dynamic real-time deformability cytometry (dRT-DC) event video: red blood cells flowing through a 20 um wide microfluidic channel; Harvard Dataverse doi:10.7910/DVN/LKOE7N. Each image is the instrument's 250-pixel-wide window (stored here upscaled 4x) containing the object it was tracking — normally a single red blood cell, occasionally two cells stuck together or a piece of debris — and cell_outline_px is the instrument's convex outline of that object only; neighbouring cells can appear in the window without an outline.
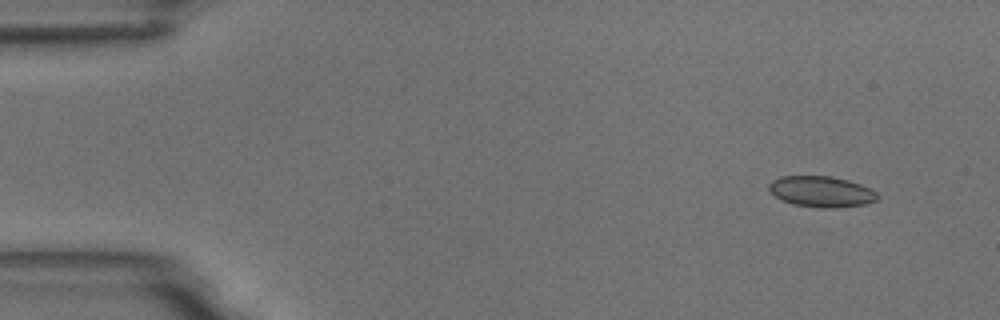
{"species": "common noctule bat (a hibernating species)", "species_latin": "Nyctalus noctula", "temperature_condition": "room temperature", "stored_images_in_passage": 5, "camera_frame_rate_fps": 3000, "um_per_image_px": 0.085, "animal": {"sex": "male", "body_mass_g": 18.8}, "frame": {"image": 1, "passage_image": 2, "time_ms": 1.333, "image_size_px": [1000, 320], "cell_outline_px": [[880, 196], [876, 200], [868, 204], [836, 208], [820, 208], [792, 204], [776, 196], [768, 188], [768, 184], [772, 180], [780, 176], [832, 176], [848, 180], [860, 184], [876, 192]], "centroid_in_image_um": [69.83, 16.29], "position_along_channel_um": 15.2, "area_um2": 19.59}}
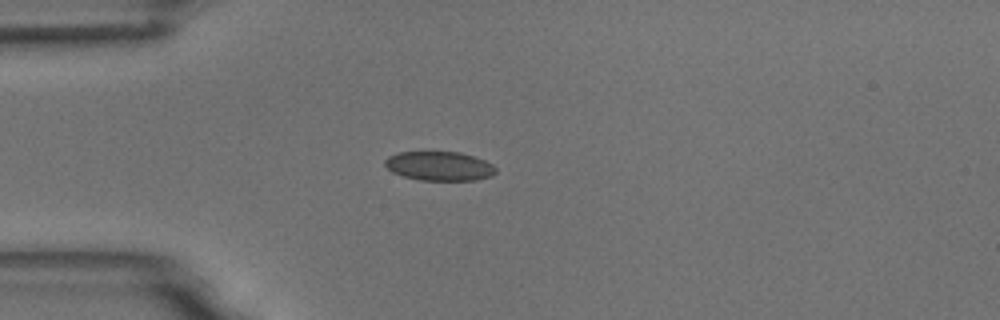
{"frame": {"image": 2, "passage_image": 5, "time_ms": 4.667, "image_size_px": [1000, 320], "cell_outline_px": [[496, 172], [492, 176], [476, 180], [420, 180], [404, 176], [392, 172], [384, 164], [384, 160], [388, 156], [400, 152], [460, 152], [484, 160], [492, 164], [496, 168]], "centroid_in_image_um": [37.35, 14.12], "position_along_channel_um": 47.7, "area_um2": 18.79}}